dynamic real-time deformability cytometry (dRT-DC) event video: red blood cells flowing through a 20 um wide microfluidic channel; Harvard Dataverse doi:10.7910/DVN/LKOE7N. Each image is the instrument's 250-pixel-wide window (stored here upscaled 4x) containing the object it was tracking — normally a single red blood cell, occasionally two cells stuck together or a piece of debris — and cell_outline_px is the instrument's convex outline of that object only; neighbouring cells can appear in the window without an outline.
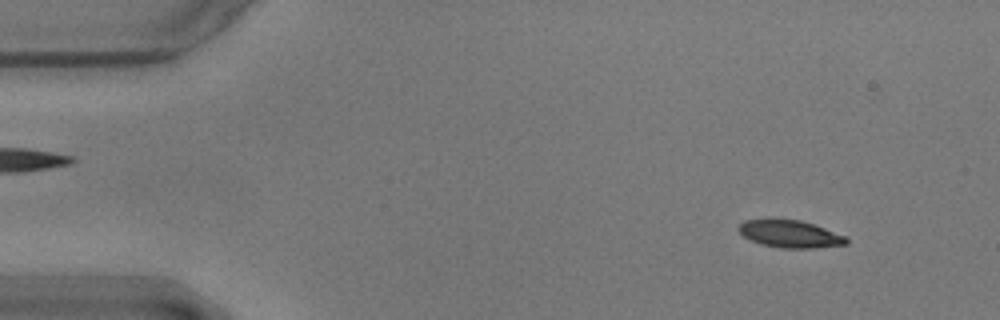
{"species": "common noctule bat (a hibernating species)", "species_latin": "Nyctalus noctula", "temperature_condition": "warm", "stored_images_in_passage": 55, "camera_frame_rate_fps": 3000, "um_per_image_px": 0.085, "animal": {"sex": "male", "body_mass_g": 17.9}, "frame": {"image": 1, "passage_image": 4, "time_ms": 1.0, "image_size_px": [1000, 320], "cell_outline_px": [[848, 244], [812, 248], [780, 248], [764, 244], [752, 240], [744, 236], [736, 228], [744, 220], [772, 216], [800, 220], [816, 224], [848, 236]], "centroid_in_image_um": [67.16, 19.83], "position_along_channel_um": 17.8, "area_um2": 17.92}}
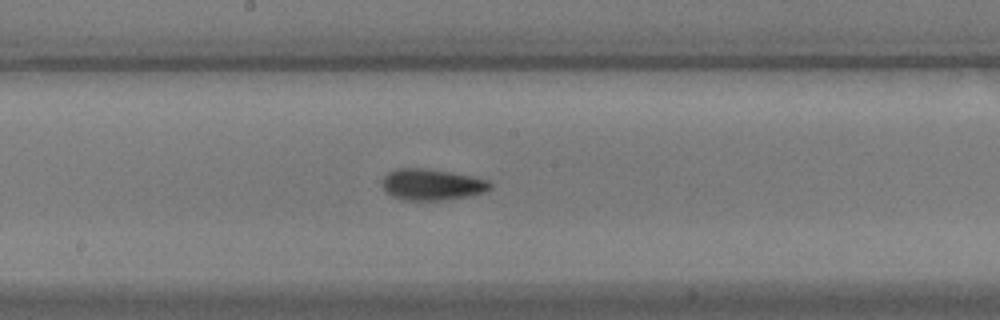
{"frame": {"image": 2, "passage_image": 28, "time_ms": 9.0, "image_size_px": [1000, 320], "cell_outline_px": [[492, 188], [484, 192], [468, 196], [440, 200], [404, 200], [392, 196], [380, 184], [384, 176], [388, 172], [396, 168], [424, 168], [452, 172], [472, 176], [488, 180], [492, 184]], "centroid_in_image_um": [36.7, 15.67], "position_along_channel_um": 211.5, "area_um2": 19.71}}
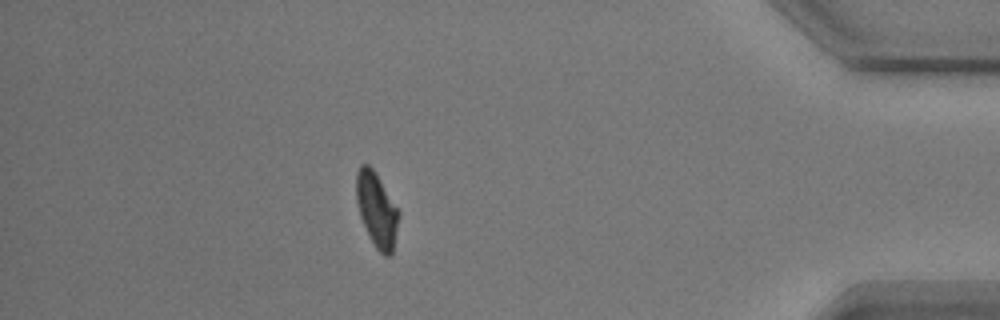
{"frame": {"image": 3, "passage_image": 48, "time_ms": 15.667, "image_size_px": [1000, 320], "cell_outline_px": [[400, 212], [392, 256], [384, 256], [376, 248], [368, 236], [360, 216], [356, 200], [356, 172], [360, 164], [368, 164], [376, 172]], "centroid_in_image_um": [32.01, 17.83], "position_along_channel_um": 403.2, "area_um2": 18.61}, "authors_computed_cell_mechanics": {"area_um2": 18.4382, "velocity_mm_per_s": 3.5545, "shape_relaxation_time_tau1_ms": 3.3316, "shape_relaxation_time_tau2_ms": 2.0583, "deformation_change_tau1": 0.1459, "deformation_change_tau2": 0.0746}}